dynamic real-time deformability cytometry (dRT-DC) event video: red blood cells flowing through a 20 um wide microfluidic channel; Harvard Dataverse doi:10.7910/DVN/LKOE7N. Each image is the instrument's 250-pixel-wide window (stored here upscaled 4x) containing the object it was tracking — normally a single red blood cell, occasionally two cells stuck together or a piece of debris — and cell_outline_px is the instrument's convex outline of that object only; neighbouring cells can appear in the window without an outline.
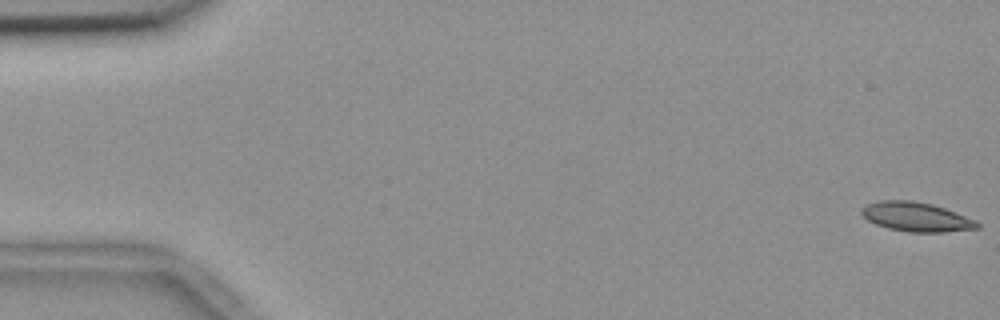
{"species": "common noctule bat (a hibernating species)", "species_latin": "Nyctalus noctula", "temperature_condition": "room temperature", "stored_images_in_passage": 56, "camera_frame_rate_fps": 3000, "um_per_image_px": 0.085, "animal": {"sex": "female", "body_mass_g": 18.4}, "frame": {"image": 1, "passage_image": 1, "time_ms": 0.0, "image_size_px": [1000, 320], "cell_outline_px": [[980, 228], [944, 232], [908, 232], [888, 228], [876, 224], [868, 220], [860, 212], [860, 208], [868, 204], [880, 200], [912, 200], [932, 204], [956, 212], [976, 220], [980, 224]], "centroid_in_image_um": [77.89, 18.43], "position_along_channel_um": 7.1, "area_um2": 19.77}}
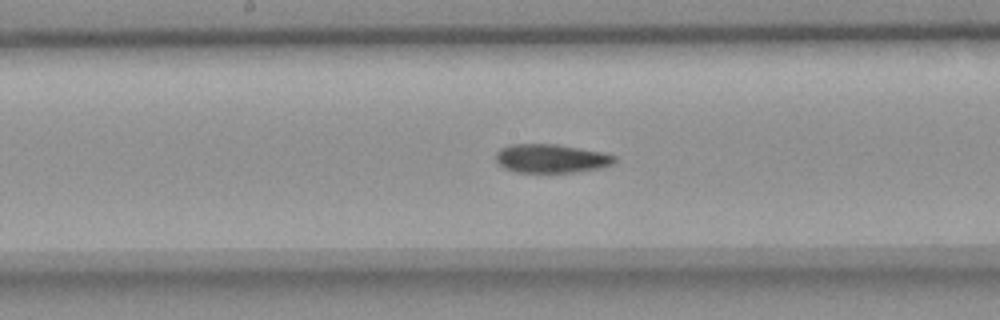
{"frame": {"image": 2, "passage_image": 29, "time_ms": 9.333, "image_size_px": [1000, 320], "cell_outline_px": [[616, 160], [612, 164], [600, 168], [572, 172], [516, 172], [504, 168], [496, 160], [496, 152], [500, 148], [512, 144], [556, 144], [604, 152], [616, 156]], "centroid_in_image_um": [46.85, 13.46], "position_along_channel_um": 201.3, "area_um2": 19.83}}
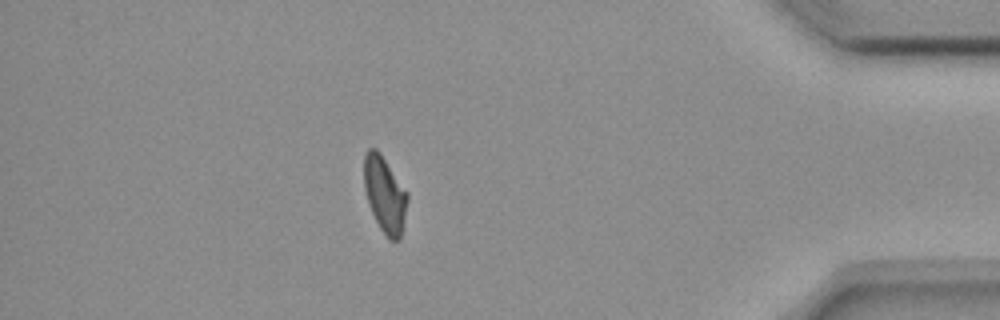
{"frame": {"image": 3, "passage_image": 49, "time_ms": 16.0, "image_size_px": [1000, 320], "cell_outline_px": [[408, 200], [400, 240], [388, 240], [380, 228], [368, 204], [364, 188], [364, 152], [368, 148], [376, 148], [380, 152], [408, 192]], "centroid_in_image_um": [32.7, 16.51], "position_along_channel_um": 402.5, "area_um2": 19.42}, "authors_computed_cell_mechanics": {"area_um2": 19.8254, "velocity_mm_per_s": 3.6675, "shape_relaxation_time_tau1_ms": 6.7305, "shape_relaxation_time_tau2_ms": 5.0279, "deformation_change_tau1": 0.1603, "deformation_change_tau2": 0.1085}}